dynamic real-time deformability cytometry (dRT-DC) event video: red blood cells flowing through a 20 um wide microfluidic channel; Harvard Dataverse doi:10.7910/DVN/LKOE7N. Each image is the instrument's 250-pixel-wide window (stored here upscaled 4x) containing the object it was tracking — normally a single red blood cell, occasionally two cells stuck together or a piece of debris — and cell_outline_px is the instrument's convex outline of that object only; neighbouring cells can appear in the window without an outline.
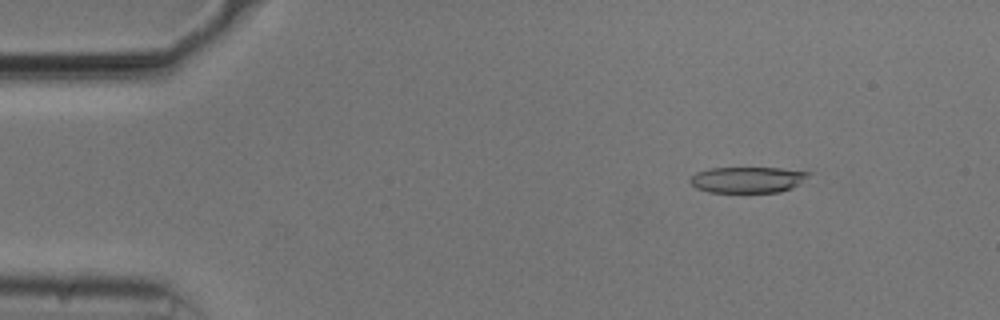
{"species": "common noctule bat (a hibernating species)", "species_latin": "Nyctalus noctula", "temperature_condition": "cold", "stored_images_in_passage": 50, "camera_frame_rate_fps": 3000, "um_per_image_px": 0.085, "animal": {"sex": "male", "body_mass_g": 20.5, "forearm_length_mm": 52.5}, "frame": {"image": 1, "passage_image": 3, "time_ms": 0.667, "image_size_px": [1000, 320], "cell_outline_px": [[812, 172], [808, 176], [792, 188], [780, 192], [708, 192], [696, 188], [688, 180], [696, 172], [708, 168], [780, 168]], "centroid_in_image_um": [63.51, 15.27], "position_along_channel_um": 21.5, "area_um2": 17.92}}
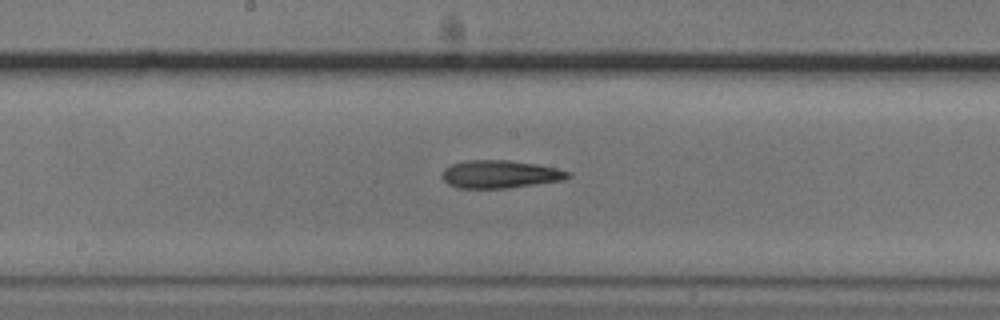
{"frame": {"image": 2, "passage_image": 24, "time_ms": 7.667, "image_size_px": [1000, 320], "cell_outline_px": [[572, 176], [564, 180], [508, 188], [460, 188], [448, 184], [440, 176], [444, 168], [452, 164], [468, 160], [508, 160], [536, 164], [556, 168], [572, 172]], "centroid_in_image_um": [42.52, 14.81], "position_along_channel_um": 205.7, "area_um2": 20.52}}
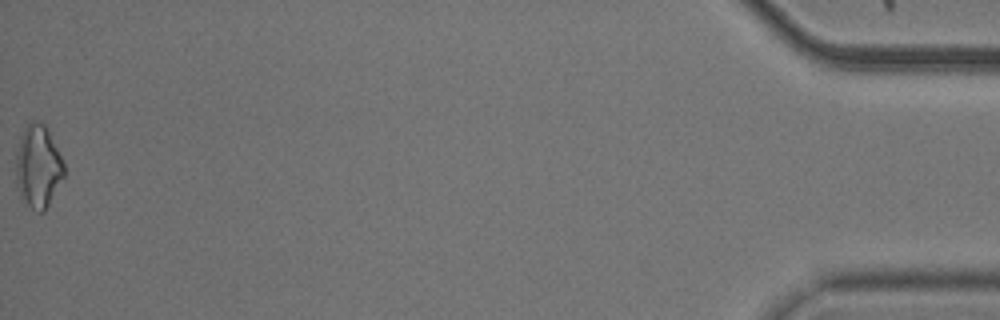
{"frame": {"image": 3, "passage_image": 50, "time_ms": 16.333, "image_size_px": [1000, 320], "cell_outline_px": [[64, 176], [44, 212], [36, 212], [20, 196], [16, 180], [16, 152], [20, 136], [24, 128], [32, 120], [36, 120], [44, 124], [64, 164]], "centroid_in_image_um": [3.22, 14.15], "position_along_channel_um": 432.0, "area_um2": 22.83}, "authors_computed_cell_mechanics": {"area_um2": 20.0277, "velocity_mm_per_s": 3.7536, "shape_relaxation_time_tau1_ms": 7.6709, "shape_relaxation_time_tau2_ms": 3.4767, "deformation_change_tau1": 0.1941, "deformation_change_tau2": 0.1439}}